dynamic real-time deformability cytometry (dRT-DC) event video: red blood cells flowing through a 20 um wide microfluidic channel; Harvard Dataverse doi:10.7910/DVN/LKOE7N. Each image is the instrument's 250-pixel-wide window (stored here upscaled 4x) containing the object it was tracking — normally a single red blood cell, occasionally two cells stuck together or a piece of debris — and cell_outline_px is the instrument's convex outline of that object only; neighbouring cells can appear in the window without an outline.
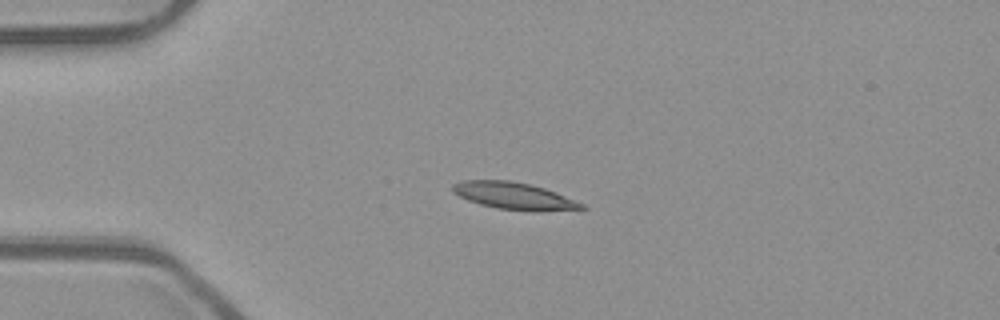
{"species": "common noctule bat (a hibernating species)", "species_latin": "Nyctalus noctula", "temperature_condition": "room temperature", "stored_images_in_passage": 41, "camera_frame_rate_fps": 3000, "um_per_image_px": 0.085, "animal": {"sex": "male", "body_mass_g": 23.1, "forearm_length_mm": 52.7}, "frame": {"image": 1, "passage_image": 1, "time_ms": 0.0, "image_size_px": [1000, 320], "cell_outline_px": [[588, 208], [540, 212], [532, 212], [496, 208], [480, 204], [468, 200], [452, 192], [452, 184], [460, 180], [508, 180], [528, 184], [544, 188], [556, 192], [584, 204]], "centroid_in_image_um": [43.69, 16.66], "position_along_channel_um": 41.3, "area_um2": 20.46}}
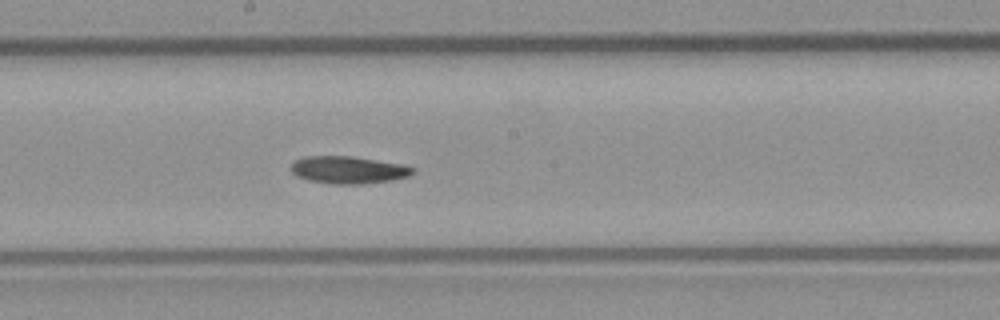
{"frame": {"image": 2, "passage_image": 17, "time_ms": 5.333, "image_size_px": [1000, 320], "cell_outline_px": [[416, 172], [408, 176], [392, 180], [364, 184], [328, 184], [308, 180], [296, 176], [292, 172], [292, 164], [296, 160], [304, 156], [352, 156], [400, 164], [416, 168]], "centroid_in_image_um": [29.61, 14.45], "position_along_channel_um": 218.6, "area_um2": 19.48}}
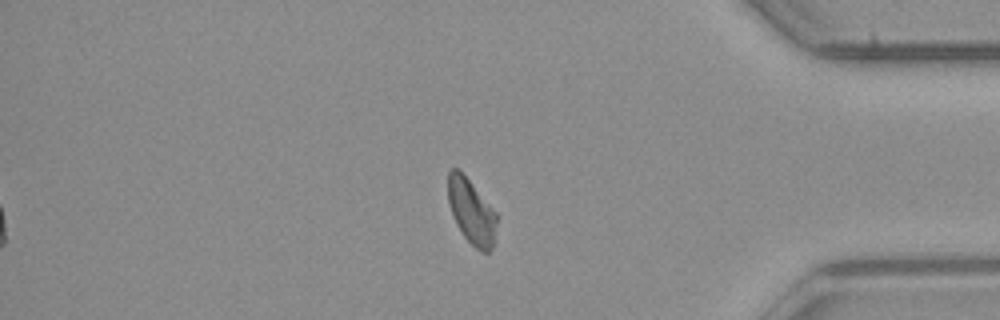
{"frame": {"image": 3, "passage_image": 33, "time_ms": 10.667, "image_size_px": [1000, 320], "cell_outline_px": [[496, 224], [492, 248], [488, 252], [480, 252], [464, 236], [456, 224], [452, 216], [448, 200], [448, 172], [452, 168], [456, 168], [468, 180], [496, 212]], "centroid_in_image_um": [40.05, 18.0], "position_along_channel_um": 395.1, "area_um2": 17.98}, "authors_computed_cell_mechanics": {"area_um2": 19.1318, "velocity_mm_per_s": 3.865, "shape_relaxation_time_tau1_ms": 6.9072, "shape_relaxation_time_tau2_ms": null, "deformation_change_tau1": 0.1573, "deformation_change_tau2": null}}